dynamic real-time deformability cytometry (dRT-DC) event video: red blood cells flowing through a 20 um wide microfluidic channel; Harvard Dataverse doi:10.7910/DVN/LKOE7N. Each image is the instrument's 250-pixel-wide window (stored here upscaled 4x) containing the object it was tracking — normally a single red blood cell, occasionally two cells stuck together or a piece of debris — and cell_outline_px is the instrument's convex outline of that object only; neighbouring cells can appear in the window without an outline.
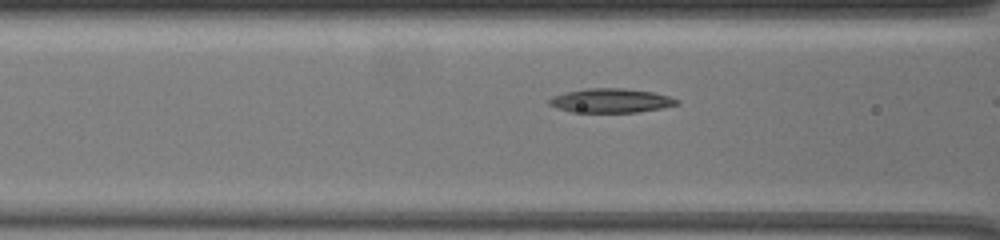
{"species": "common noctule bat (a hibernating species)", "species_latin": "Nyctalus noctula", "temperature_condition": "warm", "stored_images_in_passage": 12, "camera_frame_rate_fps": 3000, "um_per_image_px": 0.085, "animal": {"sex": "female", "body_mass_g": 19.5, "forearm_length_mm": 54.1}, "frame": {"image": 1, "passage_image": 6, "time_ms": 1.667, "image_size_px": [1000, 240], "cell_outline_px": [[680, 104], [660, 108], [636, 112], [572, 112], [556, 108], [548, 104], [548, 100], [552, 96], [584, 88], [624, 88], [652, 92], [668, 96], [680, 100]], "centroid_in_image_um": [51.91, 8.55], "position_along_channel_um": 114.7, "area_um2": 17.92}}
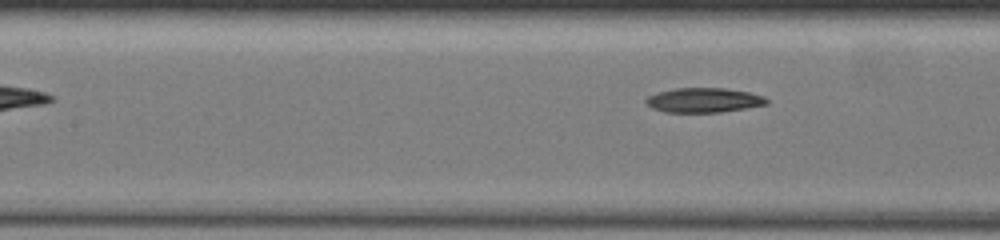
{"frame": {"image": 2, "passage_image": 9, "time_ms": 2.667, "image_size_px": [1000, 240], "cell_outline_px": [[768, 104], [720, 112], [664, 112], [652, 108], [644, 100], [648, 96], [660, 92], [676, 88], [724, 88], [748, 92], [764, 96], [768, 100]], "centroid_in_image_um": [59.82, 8.51], "position_along_channel_um": 147.6, "area_um2": 17.11}}